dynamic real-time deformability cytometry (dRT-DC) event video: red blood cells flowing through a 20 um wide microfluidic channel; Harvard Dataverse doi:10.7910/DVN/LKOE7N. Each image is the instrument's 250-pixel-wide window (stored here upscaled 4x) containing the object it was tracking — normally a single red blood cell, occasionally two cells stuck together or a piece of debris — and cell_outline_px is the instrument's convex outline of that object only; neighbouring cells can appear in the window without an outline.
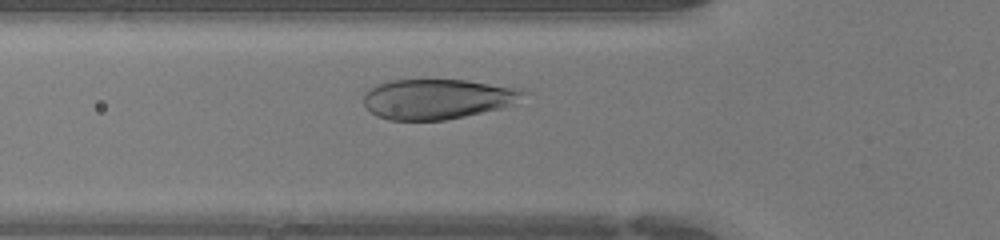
{"species": "human", "species_latin": "Homo sapiens", "temperature_condition": "warm", "stored_images_in_passage": 29, "camera_frame_rate_fps": 3000, "um_per_image_px": 0.085, "donor": {"sex": "female"}, "frame": {"image": 1, "passage_image": 8, "time_ms": 2.333, "image_size_px": [1000, 240], "cell_outline_px": [[528, 92], [508, 104], [500, 108], [464, 116], [444, 120], [388, 120], [376, 116], [364, 104], [364, 92], [376, 84], [392, 80], [464, 80], [488, 84]], "centroid_in_image_um": [37.02, 8.42], "position_along_channel_um": 88.8, "area_um2": 36.41}}
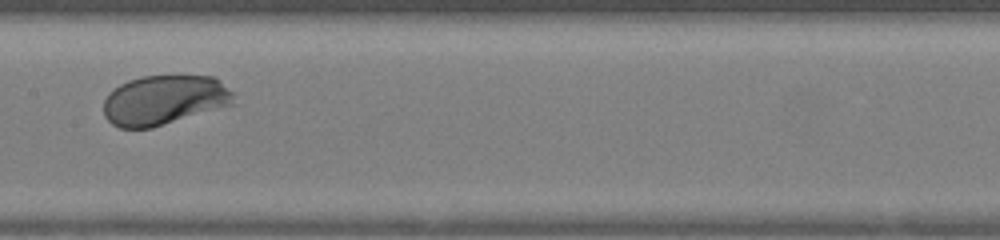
{"frame": {"image": 2, "passage_image": 15, "time_ms": 4.667, "image_size_px": [1000, 240], "cell_outline_px": [[236, 104], [152, 128], [120, 128], [112, 124], [104, 116], [104, 100], [108, 92], [120, 84], [128, 80], [144, 76], [216, 76], [236, 92]], "centroid_in_image_um": [14.03, 8.5], "position_along_channel_um": 193.4, "area_um2": 38.38}}
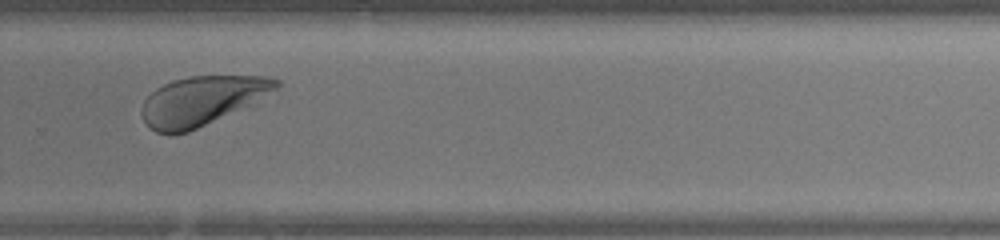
{"frame": {"image": 3, "passage_image": 23, "time_ms": 7.333, "image_size_px": [1000, 240], "cell_outline_px": [[280, 84], [276, 88], [256, 104], [188, 132], [172, 136], [168, 136], [156, 132], [148, 128], [140, 112], [144, 100], [156, 88], [172, 80], [188, 76], [268, 76], [280, 80]], "centroid_in_image_um": [17.16, 8.59], "position_along_channel_um": 312.6, "area_um2": 39.19}}